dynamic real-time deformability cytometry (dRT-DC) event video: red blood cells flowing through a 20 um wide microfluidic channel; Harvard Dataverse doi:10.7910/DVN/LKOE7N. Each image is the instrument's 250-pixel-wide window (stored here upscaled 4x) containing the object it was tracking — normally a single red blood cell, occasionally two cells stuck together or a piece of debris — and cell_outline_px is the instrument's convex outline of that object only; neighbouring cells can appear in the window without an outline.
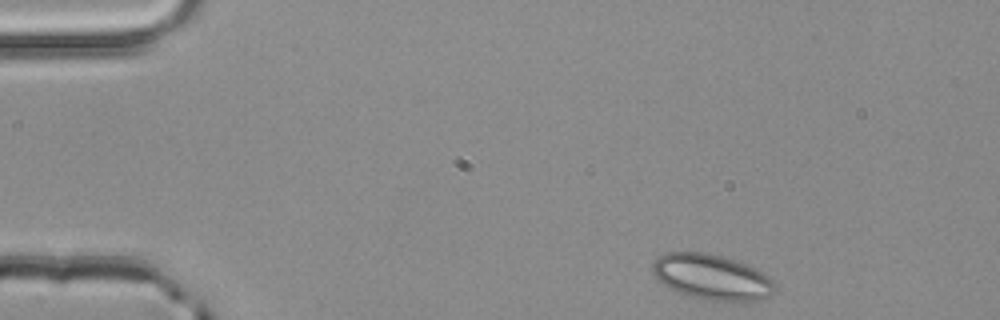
{"species": "common noctule bat (a hibernating species)", "species_latin": "Nyctalus noctula", "temperature_condition": "room temperature", "stored_images_in_passage": 46, "camera_frame_rate_fps": 3000, "um_per_image_px": 0.085, "animal": {"sex": "male", "body_mass_g": 20.4}, "frame": {"image": 1, "passage_image": 1, "time_ms": 0.0, "image_size_px": [1000, 320], "cell_outline_px": [[776, 288], [768, 296], [760, 300], [708, 300], [692, 296], [680, 292], [664, 284], [652, 272], [652, 264], [660, 256], [668, 252], [708, 252], [756, 268], [768, 276], [772, 280]], "centroid_in_image_um": [60.51, 23.53], "position_along_channel_um": 24.5, "area_um2": 31.62}}
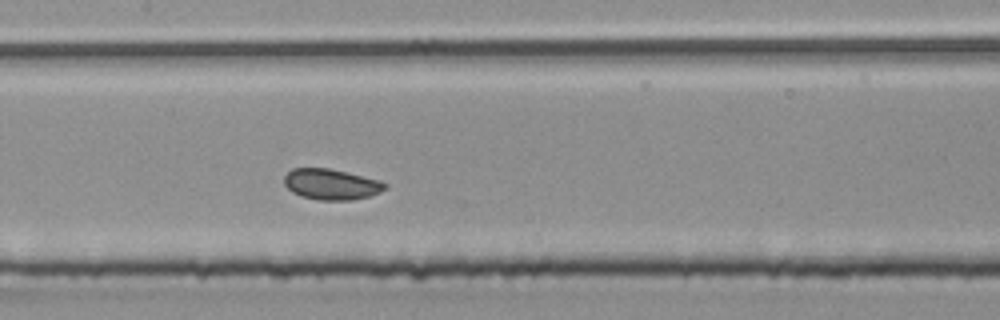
{"frame": {"image": 2, "passage_image": 19, "time_ms": 6.0, "image_size_px": [1000, 320], "cell_outline_px": [[388, 188], [372, 196], [352, 200], [320, 200], [300, 196], [292, 192], [284, 184], [284, 176], [292, 168], [328, 168], [380, 180], [388, 184]], "centroid_in_image_um": [28.18, 15.67], "position_along_channel_um": 179.2, "area_um2": 18.21}}
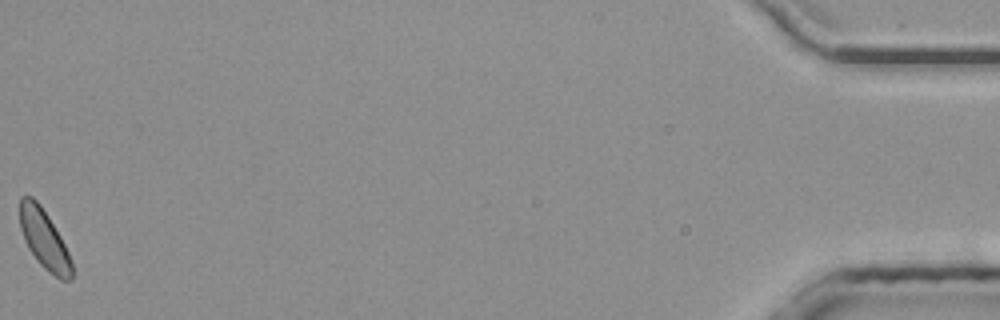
{"frame": {"image": 3, "passage_image": 46, "time_ms": 15.0, "image_size_px": [1000, 320], "cell_outline_px": [[72, 280], [60, 280], [44, 268], [40, 264], [28, 248], [24, 240], [20, 228], [20, 196], [32, 196], [40, 204], [48, 216], [60, 236], [68, 252], [72, 264]], "centroid_in_image_um": [3.75, 20.34], "position_along_channel_um": 431.5, "area_um2": 17.8}, "authors_computed_cell_mechanics": {"area_um2": 18.1492, "velocity_mm_per_s": 3.9607, "shape_relaxation_time_tau1_ms": null, "shape_relaxation_time_tau2_ms": 1.0216, "deformation_change_tau1": null, "deformation_change_tau2": 0.0599}}